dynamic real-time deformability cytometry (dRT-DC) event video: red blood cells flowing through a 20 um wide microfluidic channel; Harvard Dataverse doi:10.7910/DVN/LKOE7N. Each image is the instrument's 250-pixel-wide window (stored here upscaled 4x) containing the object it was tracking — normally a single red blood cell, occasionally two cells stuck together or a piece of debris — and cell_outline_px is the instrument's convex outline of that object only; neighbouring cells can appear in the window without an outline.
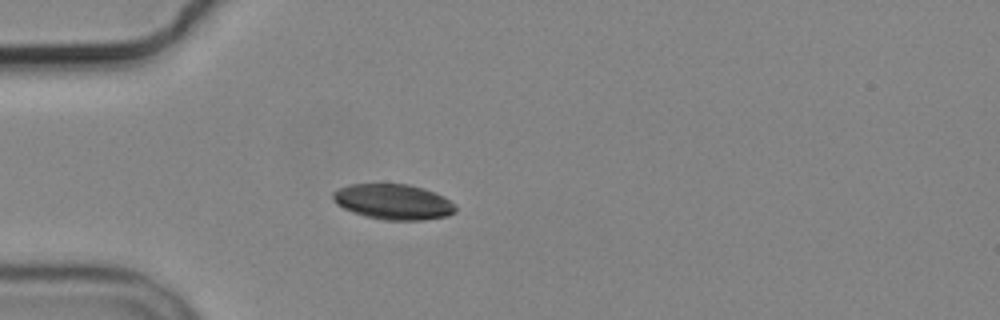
{"species": "common noctule bat (a hibernating species)", "species_latin": "Nyctalus noctula", "temperature_condition": "cold", "stored_images_in_passage": 6, "camera_frame_rate_fps": 3000, "um_per_image_px": 0.085, "animal": {"sex": "male", "body_mass_g": 19.2, "forearm_length_mm": 51.8}, "frame": {"image": 1, "passage_image": 5, "time_ms": 4.667, "image_size_px": [1000, 320], "cell_outline_px": [[456, 212], [448, 216], [424, 220], [380, 220], [364, 216], [352, 212], [336, 204], [332, 196], [332, 192], [340, 188], [352, 184], [408, 184], [424, 188], [436, 192], [444, 196], [456, 208]], "centroid_in_image_um": [33.43, 17.16], "position_along_channel_um": 51.6, "area_um2": 25.43}}